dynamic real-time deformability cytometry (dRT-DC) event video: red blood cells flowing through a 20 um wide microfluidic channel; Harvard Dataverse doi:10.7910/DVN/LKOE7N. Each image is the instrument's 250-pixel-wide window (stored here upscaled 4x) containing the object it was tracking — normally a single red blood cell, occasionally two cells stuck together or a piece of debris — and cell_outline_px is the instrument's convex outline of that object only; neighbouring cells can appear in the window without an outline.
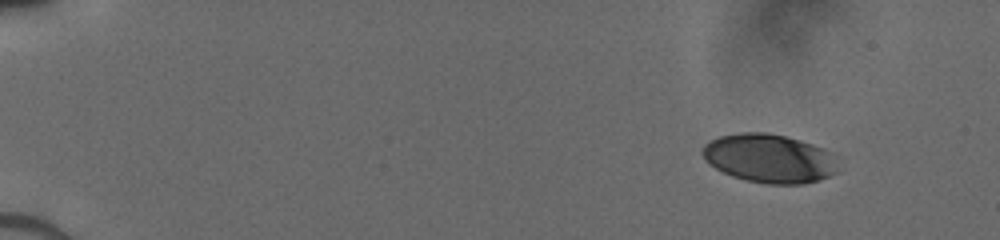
{"species": "human", "species_latin": "Homo sapiens", "temperature_condition": "cold", "stored_images_in_passage": 47, "camera_frame_rate_fps": 3000, "um_per_image_px": 0.085, "donor": {"sex": "male"}, "frame": {"image": 1, "passage_image": 1, "time_ms": 0.0, "image_size_px": [1000, 240], "cell_outline_px": [[836, 172], [820, 180], [804, 184], [764, 184], [732, 176], [716, 168], [704, 160], [700, 152], [704, 144], [720, 136], [740, 132], [768, 132], [800, 140], [824, 148], [828, 152]], "centroid_in_image_um": [65.31, 13.46], "position_along_channel_um": 19.7, "area_um2": 38.15}}
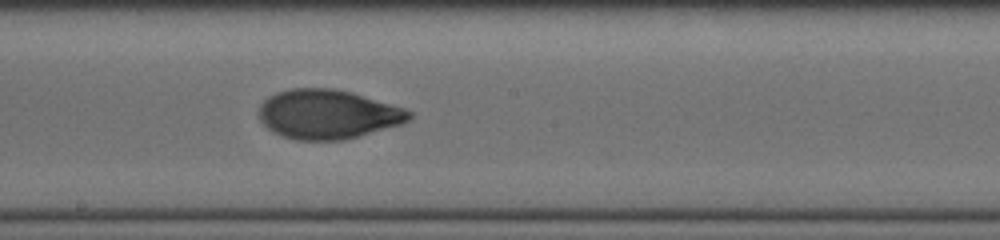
{"frame": {"image": 2, "passage_image": 26, "time_ms": 8.333, "image_size_px": [1000, 240], "cell_outline_px": [[412, 116], [408, 120], [400, 124], [344, 140], [296, 140], [272, 132], [260, 120], [256, 112], [260, 104], [268, 96], [276, 92], [292, 88], [332, 88], [352, 92], [404, 108], [412, 112]], "centroid_in_image_um": [27.81, 9.7], "position_along_channel_um": 220.4, "area_um2": 43.18}}
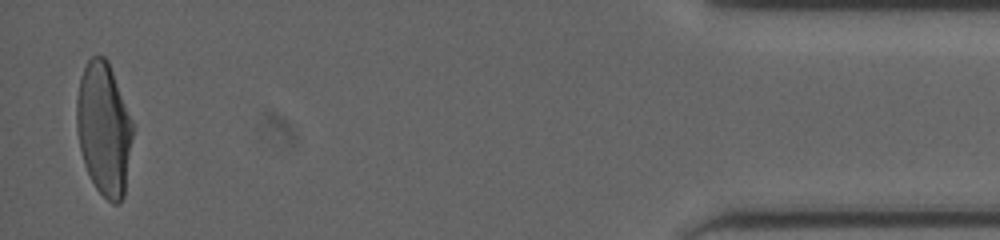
{"frame": {"image": 3, "passage_image": 46, "time_ms": 15.0, "image_size_px": [1000, 240], "cell_outline_px": [[132, 136], [124, 196], [120, 204], [112, 204], [96, 188], [84, 164], [80, 148], [76, 128], [76, 100], [80, 76], [88, 60], [92, 56], [104, 56], [108, 60], [132, 120]], "centroid_in_image_um": [8.81, 10.94], "position_along_channel_um": 426.4, "area_um2": 43.29}}